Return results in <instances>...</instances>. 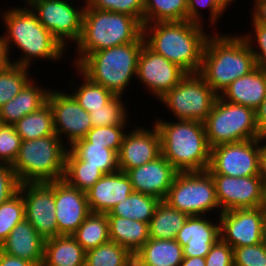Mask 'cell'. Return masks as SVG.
<instances>
[{
    "label": "cell",
    "instance_id": "1",
    "mask_svg": "<svg viewBox=\"0 0 266 266\" xmlns=\"http://www.w3.org/2000/svg\"><path fill=\"white\" fill-rule=\"evenodd\" d=\"M20 6L13 7L12 5L11 9L4 10L2 14L0 12V21L3 23V28L6 27L3 30L5 32L3 37L11 63L30 68L34 64L33 62L38 59L60 62L66 58L69 50H66L52 33L39 22L26 4ZM13 47L21 53L17 59L11 58Z\"/></svg>",
    "mask_w": 266,
    "mask_h": 266
},
{
    "label": "cell",
    "instance_id": "2",
    "mask_svg": "<svg viewBox=\"0 0 266 266\" xmlns=\"http://www.w3.org/2000/svg\"><path fill=\"white\" fill-rule=\"evenodd\" d=\"M205 26L188 20L143 25L145 44L186 73H199L209 34ZM208 33V34H207Z\"/></svg>",
    "mask_w": 266,
    "mask_h": 266
},
{
    "label": "cell",
    "instance_id": "3",
    "mask_svg": "<svg viewBox=\"0 0 266 266\" xmlns=\"http://www.w3.org/2000/svg\"><path fill=\"white\" fill-rule=\"evenodd\" d=\"M257 67L254 54L240 34H219L207 38L199 74L220 96L237 78Z\"/></svg>",
    "mask_w": 266,
    "mask_h": 266
},
{
    "label": "cell",
    "instance_id": "4",
    "mask_svg": "<svg viewBox=\"0 0 266 266\" xmlns=\"http://www.w3.org/2000/svg\"><path fill=\"white\" fill-rule=\"evenodd\" d=\"M161 138V155L178 172L207 170L211 148L205 133L204 123L195 120L154 121Z\"/></svg>",
    "mask_w": 266,
    "mask_h": 266
},
{
    "label": "cell",
    "instance_id": "5",
    "mask_svg": "<svg viewBox=\"0 0 266 266\" xmlns=\"http://www.w3.org/2000/svg\"><path fill=\"white\" fill-rule=\"evenodd\" d=\"M143 35L142 23L133 16L99 10L86 5L82 33L72 60L76 67L88 54L114 46L136 42Z\"/></svg>",
    "mask_w": 266,
    "mask_h": 266
},
{
    "label": "cell",
    "instance_id": "6",
    "mask_svg": "<svg viewBox=\"0 0 266 266\" xmlns=\"http://www.w3.org/2000/svg\"><path fill=\"white\" fill-rule=\"evenodd\" d=\"M144 43L142 35L136 42L92 52L76 67L92 82L114 95H126V89L133 79L136 80L134 77Z\"/></svg>",
    "mask_w": 266,
    "mask_h": 266
},
{
    "label": "cell",
    "instance_id": "7",
    "mask_svg": "<svg viewBox=\"0 0 266 266\" xmlns=\"http://www.w3.org/2000/svg\"><path fill=\"white\" fill-rule=\"evenodd\" d=\"M67 149L56 134L22 140L19 154L12 165L19 184L63 179Z\"/></svg>",
    "mask_w": 266,
    "mask_h": 266
},
{
    "label": "cell",
    "instance_id": "8",
    "mask_svg": "<svg viewBox=\"0 0 266 266\" xmlns=\"http://www.w3.org/2000/svg\"><path fill=\"white\" fill-rule=\"evenodd\" d=\"M203 123L210 148L261 137L255 110L227 102L220 96Z\"/></svg>",
    "mask_w": 266,
    "mask_h": 266
},
{
    "label": "cell",
    "instance_id": "9",
    "mask_svg": "<svg viewBox=\"0 0 266 266\" xmlns=\"http://www.w3.org/2000/svg\"><path fill=\"white\" fill-rule=\"evenodd\" d=\"M189 216L209 215L222 211L216 197L215 182L208 170L178 172L164 200Z\"/></svg>",
    "mask_w": 266,
    "mask_h": 266
},
{
    "label": "cell",
    "instance_id": "10",
    "mask_svg": "<svg viewBox=\"0 0 266 266\" xmlns=\"http://www.w3.org/2000/svg\"><path fill=\"white\" fill-rule=\"evenodd\" d=\"M217 97L199 73H187L159 102L175 116V120L204 122Z\"/></svg>",
    "mask_w": 266,
    "mask_h": 266
},
{
    "label": "cell",
    "instance_id": "11",
    "mask_svg": "<svg viewBox=\"0 0 266 266\" xmlns=\"http://www.w3.org/2000/svg\"><path fill=\"white\" fill-rule=\"evenodd\" d=\"M24 3L65 49L78 42L86 5L67 0H25Z\"/></svg>",
    "mask_w": 266,
    "mask_h": 266
},
{
    "label": "cell",
    "instance_id": "12",
    "mask_svg": "<svg viewBox=\"0 0 266 266\" xmlns=\"http://www.w3.org/2000/svg\"><path fill=\"white\" fill-rule=\"evenodd\" d=\"M210 174L231 177L260 175L259 138L221 144L211 148Z\"/></svg>",
    "mask_w": 266,
    "mask_h": 266
},
{
    "label": "cell",
    "instance_id": "13",
    "mask_svg": "<svg viewBox=\"0 0 266 266\" xmlns=\"http://www.w3.org/2000/svg\"><path fill=\"white\" fill-rule=\"evenodd\" d=\"M64 91L51 89L47 102L53 111L55 134L69 148L77 140L86 137L92 123L90 114L79 105L69 90Z\"/></svg>",
    "mask_w": 266,
    "mask_h": 266
},
{
    "label": "cell",
    "instance_id": "14",
    "mask_svg": "<svg viewBox=\"0 0 266 266\" xmlns=\"http://www.w3.org/2000/svg\"><path fill=\"white\" fill-rule=\"evenodd\" d=\"M18 190L25 203V219L45 240L57 237L54 181L22 183Z\"/></svg>",
    "mask_w": 266,
    "mask_h": 266
},
{
    "label": "cell",
    "instance_id": "15",
    "mask_svg": "<svg viewBox=\"0 0 266 266\" xmlns=\"http://www.w3.org/2000/svg\"><path fill=\"white\" fill-rule=\"evenodd\" d=\"M220 239L232 248L262 243L266 216L261 208L232 209L219 216Z\"/></svg>",
    "mask_w": 266,
    "mask_h": 266
},
{
    "label": "cell",
    "instance_id": "16",
    "mask_svg": "<svg viewBox=\"0 0 266 266\" xmlns=\"http://www.w3.org/2000/svg\"><path fill=\"white\" fill-rule=\"evenodd\" d=\"M187 73L178 65L151 50L145 43L138 59L136 80L159 100L174 88Z\"/></svg>",
    "mask_w": 266,
    "mask_h": 266
},
{
    "label": "cell",
    "instance_id": "17",
    "mask_svg": "<svg viewBox=\"0 0 266 266\" xmlns=\"http://www.w3.org/2000/svg\"><path fill=\"white\" fill-rule=\"evenodd\" d=\"M216 187V197L221 211L259 208L262 202L261 175L231 177L211 174Z\"/></svg>",
    "mask_w": 266,
    "mask_h": 266
},
{
    "label": "cell",
    "instance_id": "18",
    "mask_svg": "<svg viewBox=\"0 0 266 266\" xmlns=\"http://www.w3.org/2000/svg\"><path fill=\"white\" fill-rule=\"evenodd\" d=\"M126 132L118 152V166L123 172L142 166L161 155V138L157 127L134 125Z\"/></svg>",
    "mask_w": 266,
    "mask_h": 266
},
{
    "label": "cell",
    "instance_id": "19",
    "mask_svg": "<svg viewBox=\"0 0 266 266\" xmlns=\"http://www.w3.org/2000/svg\"><path fill=\"white\" fill-rule=\"evenodd\" d=\"M54 200L58 235H72L91 213L86 192L61 179L54 181Z\"/></svg>",
    "mask_w": 266,
    "mask_h": 266
},
{
    "label": "cell",
    "instance_id": "20",
    "mask_svg": "<svg viewBox=\"0 0 266 266\" xmlns=\"http://www.w3.org/2000/svg\"><path fill=\"white\" fill-rule=\"evenodd\" d=\"M134 192L165 200L178 171L162 155L142 166L125 172Z\"/></svg>",
    "mask_w": 266,
    "mask_h": 266
},
{
    "label": "cell",
    "instance_id": "21",
    "mask_svg": "<svg viewBox=\"0 0 266 266\" xmlns=\"http://www.w3.org/2000/svg\"><path fill=\"white\" fill-rule=\"evenodd\" d=\"M219 239V218L214 221L210 215L189 216L175 238L183 247V257L202 258Z\"/></svg>",
    "mask_w": 266,
    "mask_h": 266
},
{
    "label": "cell",
    "instance_id": "22",
    "mask_svg": "<svg viewBox=\"0 0 266 266\" xmlns=\"http://www.w3.org/2000/svg\"><path fill=\"white\" fill-rule=\"evenodd\" d=\"M133 192L127 174L121 170L104 174L88 191L89 209L94 213H108Z\"/></svg>",
    "mask_w": 266,
    "mask_h": 266
},
{
    "label": "cell",
    "instance_id": "23",
    "mask_svg": "<svg viewBox=\"0 0 266 266\" xmlns=\"http://www.w3.org/2000/svg\"><path fill=\"white\" fill-rule=\"evenodd\" d=\"M44 242L45 239L24 219L12 229L0 248L7 255L28 260L36 266H42Z\"/></svg>",
    "mask_w": 266,
    "mask_h": 266
},
{
    "label": "cell",
    "instance_id": "24",
    "mask_svg": "<svg viewBox=\"0 0 266 266\" xmlns=\"http://www.w3.org/2000/svg\"><path fill=\"white\" fill-rule=\"evenodd\" d=\"M31 79L24 88L0 108L2 124L14 125L22 117L37 111L47 103L50 87H42Z\"/></svg>",
    "mask_w": 266,
    "mask_h": 266
},
{
    "label": "cell",
    "instance_id": "25",
    "mask_svg": "<svg viewBox=\"0 0 266 266\" xmlns=\"http://www.w3.org/2000/svg\"><path fill=\"white\" fill-rule=\"evenodd\" d=\"M266 95V71L256 67L250 73L234 80L220 97L234 104L256 110Z\"/></svg>",
    "mask_w": 266,
    "mask_h": 266
},
{
    "label": "cell",
    "instance_id": "26",
    "mask_svg": "<svg viewBox=\"0 0 266 266\" xmlns=\"http://www.w3.org/2000/svg\"><path fill=\"white\" fill-rule=\"evenodd\" d=\"M183 247L175 240H149L134 254V266H179Z\"/></svg>",
    "mask_w": 266,
    "mask_h": 266
},
{
    "label": "cell",
    "instance_id": "27",
    "mask_svg": "<svg viewBox=\"0 0 266 266\" xmlns=\"http://www.w3.org/2000/svg\"><path fill=\"white\" fill-rule=\"evenodd\" d=\"M85 253L72 235H58L45 240L42 266H85Z\"/></svg>",
    "mask_w": 266,
    "mask_h": 266
},
{
    "label": "cell",
    "instance_id": "28",
    "mask_svg": "<svg viewBox=\"0 0 266 266\" xmlns=\"http://www.w3.org/2000/svg\"><path fill=\"white\" fill-rule=\"evenodd\" d=\"M109 221V238L133 255L149 240L148 223L107 215Z\"/></svg>",
    "mask_w": 266,
    "mask_h": 266
},
{
    "label": "cell",
    "instance_id": "29",
    "mask_svg": "<svg viewBox=\"0 0 266 266\" xmlns=\"http://www.w3.org/2000/svg\"><path fill=\"white\" fill-rule=\"evenodd\" d=\"M189 215L171 207L161 200L155 208L153 217L148 224L149 238L171 240L175 239Z\"/></svg>",
    "mask_w": 266,
    "mask_h": 266
},
{
    "label": "cell",
    "instance_id": "30",
    "mask_svg": "<svg viewBox=\"0 0 266 266\" xmlns=\"http://www.w3.org/2000/svg\"><path fill=\"white\" fill-rule=\"evenodd\" d=\"M85 166L98 167L104 174L119 171L118 153L107 145H94L85 138L77 140L68 148Z\"/></svg>",
    "mask_w": 266,
    "mask_h": 266
},
{
    "label": "cell",
    "instance_id": "31",
    "mask_svg": "<svg viewBox=\"0 0 266 266\" xmlns=\"http://www.w3.org/2000/svg\"><path fill=\"white\" fill-rule=\"evenodd\" d=\"M14 127L21 140H35L55 134L53 111L49 103L22 117Z\"/></svg>",
    "mask_w": 266,
    "mask_h": 266
},
{
    "label": "cell",
    "instance_id": "32",
    "mask_svg": "<svg viewBox=\"0 0 266 266\" xmlns=\"http://www.w3.org/2000/svg\"><path fill=\"white\" fill-rule=\"evenodd\" d=\"M72 236L85 252L109 242L107 215L105 213L91 212Z\"/></svg>",
    "mask_w": 266,
    "mask_h": 266
},
{
    "label": "cell",
    "instance_id": "33",
    "mask_svg": "<svg viewBox=\"0 0 266 266\" xmlns=\"http://www.w3.org/2000/svg\"><path fill=\"white\" fill-rule=\"evenodd\" d=\"M161 200L152 195L132 192L126 200L116 204L106 215H115L148 223Z\"/></svg>",
    "mask_w": 266,
    "mask_h": 266
},
{
    "label": "cell",
    "instance_id": "34",
    "mask_svg": "<svg viewBox=\"0 0 266 266\" xmlns=\"http://www.w3.org/2000/svg\"><path fill=\"white\" fill-rule=\"evenodd\" d=\"M75 68L77 76L81 75L80 82L82 84L79 83L80 85L76 87L75 85L77 82H73V80L72 82L69 81V83H71L69 84L71 87L70 89H72L71 94L78 101L79 105L88 113L98 108H104L106 103H108L115 95L102 85L92 82L77 67ZM72 86H75V88H72Z\"/></svg>",
    "mask_w": 266,
    "mask_h": 266
},
{
    "label": "cell",
    "instance_id": "35",
    "mask_svg": "<svg viewBox=\"0 0 266 266\" xmlns=\"http://www.w3.org/2000/svg\"><path fill=\"white\" fill-rule=\"evenodd\" d=\"M188 0H144L143 25L187 20Z\"/></svg>",
    "mask_w": 266,
    "mask_h": 266
},
{
    "label": "cell",
    "instance_id": "36",
    "mask_svg": "<svg viewBox=\"0 0 266 266\" xmlns=\"http://www.w3.org/2000/svg\"><path fill=\"white\" fill-rule=\"evenodd\" d=\"M103 175L104 173L98 167L85 166V161L78 159L67 149L63 179L69 185L86 192Z\"/></svg>",
    "mask_w": 266,
    "mask_h": 266
},
{
    "label": "cell",
    "instance_id": "37",
    "mask_svg": "<svg viewBox=\"0 0 266 266\" xmlns=\"http://www.w3.org/2000/svg\"><path fill=\"white\" fill-rule=\"evenodd\" d=\"M85 266H134V255L109 241L85 253Z\"/></svg>",
    "mask_w": 266,
    "mask_h": 266
},
{
    "label": "cell",
    "instance_id": "38",
    "mask_svg": "<svg viewBox=\"0 0 266 266\" xmlns=\"http://www.w3.org/2000/svg\"><path fill=\"white\" fill-rule=\"evenodd\" d=\"M30 69L11 63L0 71V108L14 98L33 78Z\"/></svg>",
    "mask_w": 266,
    "mask_h": 266
},
{
    "label": "cell",
    "instance_id": "39",
    "mask_svg": "<svg viewBox=\"0 0 266 266\" xmlns=\"http://www.w3.org/2000/svg\"><path fill=\"white\" fill-rule=\"evenodd\" d=\"M122 97L123 96L115 95L106 103L104 108L92 110L89 113L92 127L127 125L130 122L128 119L131 117L127 114L129 112V107L122 102L124 101Z\"/></svg>",
    "mask_w": 266,
    "mask_h": 266
},
{
    "label": "cell",
    "instance_id": "40",
    "mask_svg": "<svg viewBox=\"0 0 266 266\" xmlns=\"http://www.w3.org/2000/svg\"><path fill=\"white\" fill-rule=\"evenodd\" d=\"M25 219V203L18 190L0 205V245L7 239L12 229Z\"/></svg>",
    "mask_w": 266,
    "mask_h": 266
},
{
    "label": "cell",
    "instance_id": "41",
    "mask_svg": "<svg viewBox=\"0 0 266 266\" xmlns=\"http://www.w3.org/2000/svg\"><path fill=\"white\" fill-rule=\"evenodd\" d=\"M205 8L209 10V23L207 25H210L209 27L212 30H216L217 23H220V17L222 18L226 12L217 0H188L187 20L205 26L203 23L205 19H203L204 16L201 14L203 13L201 10Z\"/></svg>",
    "mask_w": 266,
    "mask_h": 266
},
{
    "label": "cell",
    "instance_id": "42",
    "mask_svg": "<svg viewBox=\"0 0 266 266\" xmlns=\"http://www.w3.org/2000/svg\"><path fill=\"white\" fill-rule=\"evenodd\" d=\"M128 126L129 125H113L92 127L88 131L85 139L94 145H107V148L118 153Z\"/></svg>",
    "mask_w": 266,
    "mask_h": 266
},
{
    "label": "cell",
    "instance_id": "43",
    "mask_svg": "<svg viewBox=\"0 0 266 266\" xmlns=\"http://www.w3.org/2000/svg\"><path fill=\"white\" fill-rule=\"evenodd\" d=\"M86 5L136 17L143 25L144 0H87Z\"/></svg>",
    "mask_w": 266,
    "mask_h": 266
},
{
    "label": "cell",
    "instance_id": "44",
    "mask_svg": "<svg viewBox=\"0 0 266 266\" xmlns=\"http://www.w3.org/2000/svg\"><path fill=\"white\" fill-rule=\"evenodd\" d=\"M21 141L14 125L2 124L0 127V163L13 165L19 154Z\"/></svg>",
    "mask_w": 266,
    "mask_h": 266
},
{
    "label": "cell",
    "instance_id": "45",
    "mask_svg": "<svg viewBox=\"0 0 266 266\" xmlns=\"http://www.w3.org/2000/svg\"><path fill=\"white\" fill-rule=\"evenodd\" d=\"M251 25L252 32L249 30V33H242L241 36L254 54L257 67L266 71V26L258 23Z\"/></svg>",
    "mask_w": 266,
    "mask_h": 266
},
{
    "label": "cell",
    "instance_id": "46",
    "mask_svg": "<svg viewBox=\"0 0 266 266\" xmlns=\"http://www.w3.org/2000/svg\"><path fill=\"white\" fill-rule=\"evenodd\" d=\"M234 266H266V249L263 243L233 248Z\"/></svg>",
    "mask_w": 266,
    "mask_h": 266
},
{
    "label": "cell",
    "instance_id": "47",
    "mask_svg": "<svg viewBox=\"0 0 266 266\" xmlns=\"http://www.w3.org/2000/svg\"><path fill=\"white\" fill-rule=\"evenodd\" d=\"M206 266H234L233 248L219 239L205 257Z\"/></svg>",
    "mask_w": 266,
    "mask_h": 266
},
{
    "label": "cell",
    "instance_id": "48",
    "mask_svg": "<svg viewBox=\"0 0 266 266\" xmlns=\"http://www.w3.org/2000/svg\"><path fill=\"white\" fill-rule=\"evenodd\" d=\"M19 188V182L11 165L0 163V205L12 197Z\"/></svg>",
    "mask_w": 266,
    "mask_h": 266
},
{
    "label": "cell",
    "instance_id": "49",
    "mask_svg": "<svg viewBox=\"0 0 266 266\" xmlns=\"http://www.w3.org/2000/svg\"><path fill=\"white\" fill-rule=\"evenodd\" d=\"M251 9V23H258L266 26V0H254Z\"/></svg>",
    "mask_w": 266,
    "mask_h": 266
},
{
    "label": "cell",
    "instance_id": "50",
    "mask_svg": "<svg viewBox=\"0 0 266 266\" xmlns=\"http://www.w3.org/2000/svg\"><path fill=\"white\" fill-rule=\"evenodd\" d=\"M256 115V124L261 136L266 135V95L259 105V107L255 110Z\"/></svg>",
    "mask_w": 266,
    "mask_h": 266
},
{
    "label": "cell",
    "instance_id": "51",
    "mask_svg": "<svg viewBox=\"0 0 266 266\" xmlns=\"http://www.w3.org/2000/svg\"><path fill=\"white\" fill-rule=\"evenodd\" d=\"M0 266H36L34 263L0 251Z\"/></svg>",
    "mask_w": 266,
    "mask_h": 266
},
{
    "label": "cell",
    "instance_id": "52",
    "mask_svg": "<svg viewBox=\"0 0 266 266\" xmlns=\"http://www.w3.org/2000/svg\"><path fill=\"white\" fill-rule=\"evenodd\" d=\"M260 148V175L266 181V135L259 138Z\"/></svg>",
    "mask_w": 266,
    "mask_h": 266
},
{
    "label": "cell",
    "instance_id": "53",
    "mask_svg": "<svg viewBox=\"0 0 266 266\" xmlns=\"http://www.w3.org/2000/svg\"><path fill=\"white\" fill-rule=\"evenodd\" d=\"M11 64L7 47L3 35H0V71L6 69Z\"/></svg>",
    "mask_w": 266,
    "mask_h": 266
},
{
    "label": "cell",
    "instance_id": "54",
    "mask_svg": "<svg viewBox=\"0 0 266 266\" xmlns=\"http://www.w3.org/2000/svg\"><path fill=\"white\" fill-rule=\"evenodd\" d=\"M179 266H206L205 258L202 257H184Z\"/></svg>",
    "mask_w": 266,
    "mask_h": 266
},
{
    "label": "cell",
    "instance_id": "55",
    "mask_svg": "<svg viewBox=\"0 0 266 266\" xmlns=\"http://www.w3.org/2000/svg\"><path fill=\"white\" fill-rule=\"evenodd\" d=\"M260 208L266 216V181L263 183L262 202Z\"/></svg>",
    "mask_w": 266,
    "mask_h": 266
},
{
    "label": "cell",
    "instance_id": "56",
    "mask_svg": "<svg viewBox=\"0 0 266 266\" xmlns=\"http://www.w3.org/2000/svg\"><path fill=\"white\" fill-rule=\"evenodd\" d=\"M218 3L227 11L229 6H233V2L236 0H217Z\"/></svg>",
    "mask_w": 266,
    "mask_h": 266
},
{
    "label": "cell",
    "instance_id": "57",
    "mask_svg": "<svg viewBox=\"0 0 266 266\" xmlns=\"http://www.w3.org/2000/svg\"><path fill=\"white\" fill-rule=\"evenodd\" d=\"M262 243L264 244L265 249H266V225H265L264 232H263Z\"/></svg>",
    "mask_w": 266,
    "mask_h": 266
},
{
    "label": "cell",
    "instance_id": "58",
    "mask_svg": "<svg viewBox=\"0 0 266 266\" xmlns=\"http://www.w3.org/2000/svg\"><path fill=\"white\" fill-rule=\"evenodd\" d=\"M67 1H71V2H75V1H77V2H78V1H80V0H67ZM81 1H82V0H81ZM86 1H87V0H83L84 5H86Z\"/></svg>",
    "mask_w": 266,
    "mask_h": 266
}]
</instances>
